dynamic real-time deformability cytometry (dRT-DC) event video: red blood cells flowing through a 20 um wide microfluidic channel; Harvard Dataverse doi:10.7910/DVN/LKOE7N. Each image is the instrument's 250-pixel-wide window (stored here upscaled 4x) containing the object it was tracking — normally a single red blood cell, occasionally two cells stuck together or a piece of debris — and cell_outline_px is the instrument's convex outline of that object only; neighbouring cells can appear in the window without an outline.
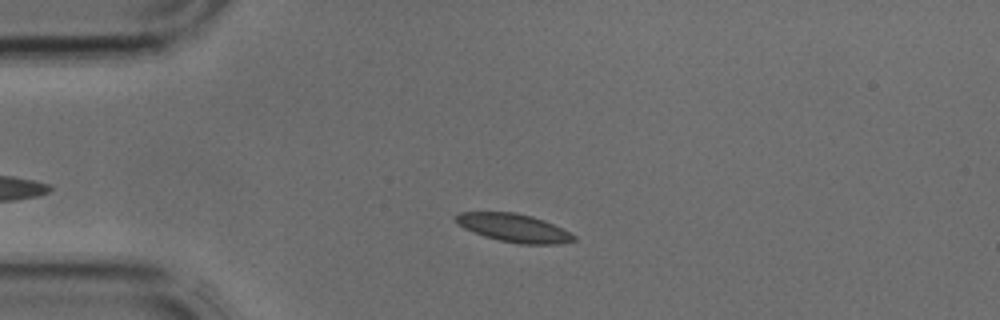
{"species": "common noctule bat (a hibernating species)", "species_latin": "Nyctalus noctula", "temperature_condition": "cold", "stored_images_in_passage": 37, "camera_frame_rate_fps": 3000, "um_per_image_px": 0.085, "animal": {"sex": "male", "body_mass_g": 17.9, "forearm_length_mm": 54.2}, "frame": {"image": 1, "passage_image": 8, "time_ms": 2.333, "image_size_px": [1000, 320], "cell_outline_px": [[576, 240], [560, 244], [520, 244], [500, 240], [484, 236], [464, 228], [452, 220], [452, 216], [460, 212], [516, 212], [532, 216], [544, 220], [576, 236]], "centroid_in_image_um": [43.62, 19.36], "position_along_channel_um": 41.4, "area_um2": 19.42}}
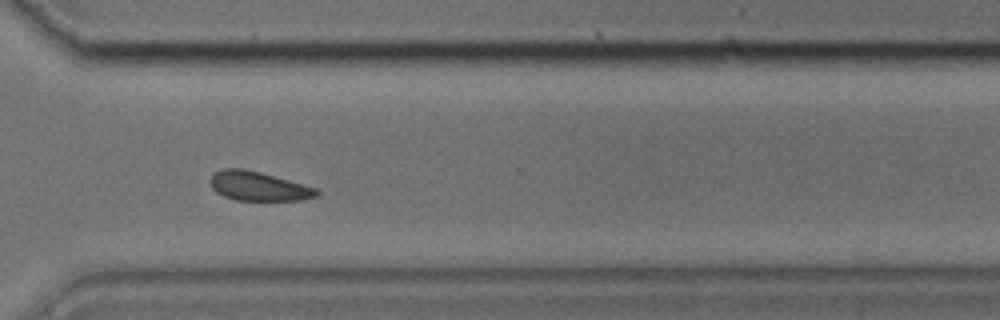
{"frame": {"image": 2, "passage_image": 29, "time_ms": 9.333, "image_size_px": [1000, 320], "cell_outline_px": [[320, 192], [316, 196], [300, 200], [236, 200], [224, 196], [216, 192], [212, 188], [208, 180], [216, 172], [224, 168], [244, 168], [260, 172], [304, 184], [316, 188]], "centroid_in_image_um": [21.95, 15.82], "position_along_channel_um": 348.7, "area_um2": 18.03}}
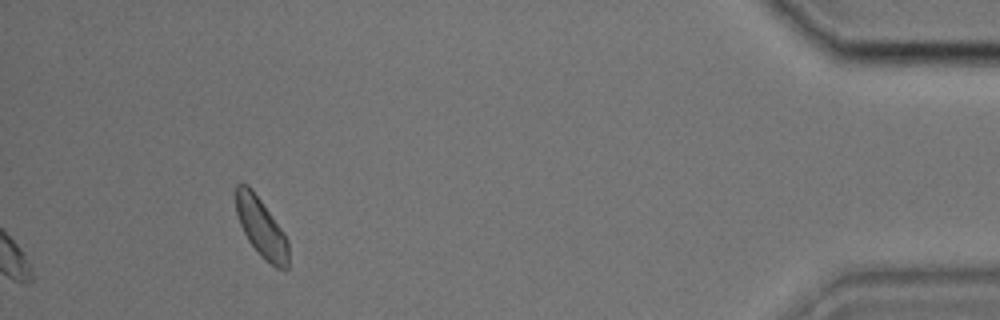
{"frame": {"image": 3, "passage_image": 37, "time_ms": 12.0, "image_size_px": [1000, 320], "cell_outline_px": [[288, 268], [276, 268], [264, 260], [260, 256], [248, 240], [240, 224], [236, 212], [236, 184], [248, 184], [252, 188], [284, 232], [288, 240]], "centroid_in_image_um": [22.21, 19.35], "position_along_channel_um": 413.0, "area_um2": 18.09}}